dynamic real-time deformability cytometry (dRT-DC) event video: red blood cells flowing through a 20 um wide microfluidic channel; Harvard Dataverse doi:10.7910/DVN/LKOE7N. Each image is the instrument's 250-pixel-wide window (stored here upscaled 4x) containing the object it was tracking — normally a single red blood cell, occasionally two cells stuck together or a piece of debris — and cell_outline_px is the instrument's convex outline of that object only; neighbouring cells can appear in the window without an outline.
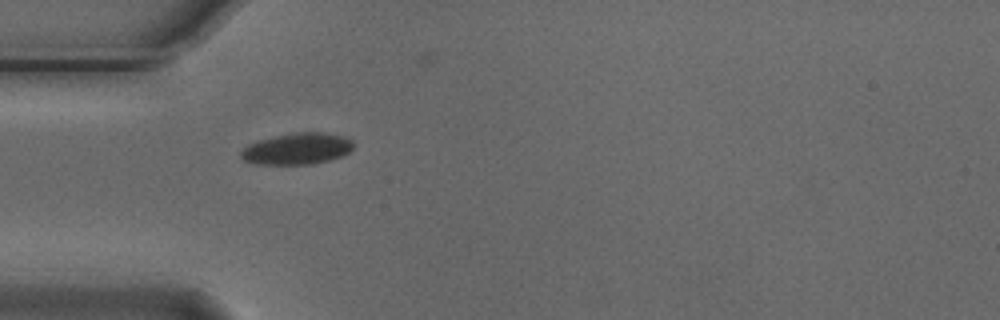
{"species": "Egyptian fruit bat (a non-hibernating species)", "species_latin": "Rousettus aegyptiacus", "temperature_condition": "cold", "stored_images_in_passage": 2, "camera_frame_rate_fps": 3000, "um_per_image_px": 0.085, "animal": {"sex": "male"}, "frame": {"image": 1, "passage_image": 1, "time_ms": 0.0, "image_size_px": [1000, 320], "cell_outline_px": [[352, 148], [344, 156], [332, 160], [312, 164], [256, 164], [244, 160], [240, 156], [240, 152], [248, 144], [256, 140], [272, 136], [296, 132], [328, 132], [344, 136], [352, 140]], "centroid_in_image_um": [25.26, 12.63], "position_along_channel_um": 59.7, "area_um2": 20.92}}
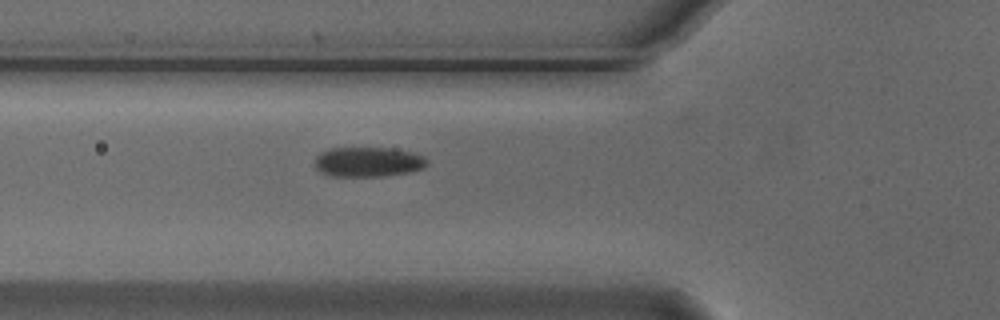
{"frame": {"image": 2, "passage_image": 2, "time_ms": 0.333, "image_size_px": [1000, 320], "cell_outline_px": [[428, 164], [424, 168], [408, 172], [380, 176], [332, 176], [320, 172], [316, 168], [316, 156], [320, 152], [328, 148], [388, 148], [412, 152], [424, 156], [428, 160]], "centroid_in_image_um": [31.29, 13.76], "position_along_channel_um": 94.5, "area_um2": 19.48}}